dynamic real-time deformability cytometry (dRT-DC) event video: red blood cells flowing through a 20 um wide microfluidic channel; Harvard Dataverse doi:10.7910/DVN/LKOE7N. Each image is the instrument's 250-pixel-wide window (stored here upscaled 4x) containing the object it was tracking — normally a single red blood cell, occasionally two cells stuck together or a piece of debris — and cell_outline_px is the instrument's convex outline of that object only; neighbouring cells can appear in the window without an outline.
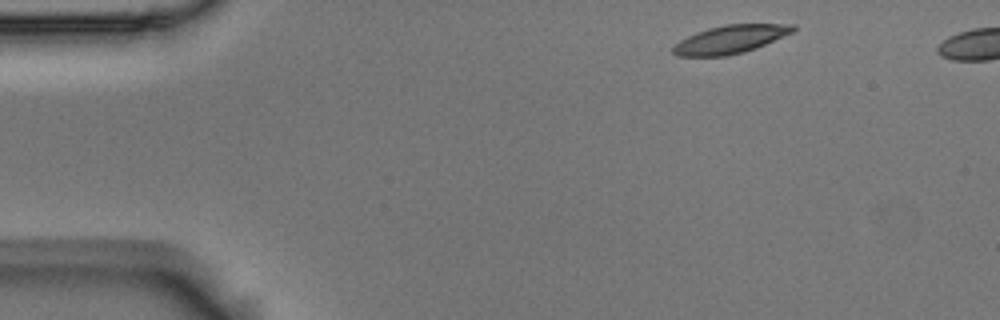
{"species": "Egyptian fruit bat (a non-hibernating species)", "species_latin": "Rousettus aegyptiacus", "temperature_condition": "room temperature", "stored_images_in_passage": 4, "camera_frame_rate_fps": 3000, "um_per_image_px": 0.085, "animal": {"sex": "male"}, "frame": {"image": 1, "passage_image": 1, "time_ms": 0.0, "image_size_px": [1000, 320], "cell_outline_px": [[796, 28], [792, 32], [756, 48], [744, 52], [728, 56], [676, 56], [672, 52], [672, 48], [680, 40], [696, 32], [708, 28], [724, 24], [796, 24]], "centroid_in_image_um": [62.06, 3.34], "position_along_channel_um": 22.9, "area_um2": 19.65}}